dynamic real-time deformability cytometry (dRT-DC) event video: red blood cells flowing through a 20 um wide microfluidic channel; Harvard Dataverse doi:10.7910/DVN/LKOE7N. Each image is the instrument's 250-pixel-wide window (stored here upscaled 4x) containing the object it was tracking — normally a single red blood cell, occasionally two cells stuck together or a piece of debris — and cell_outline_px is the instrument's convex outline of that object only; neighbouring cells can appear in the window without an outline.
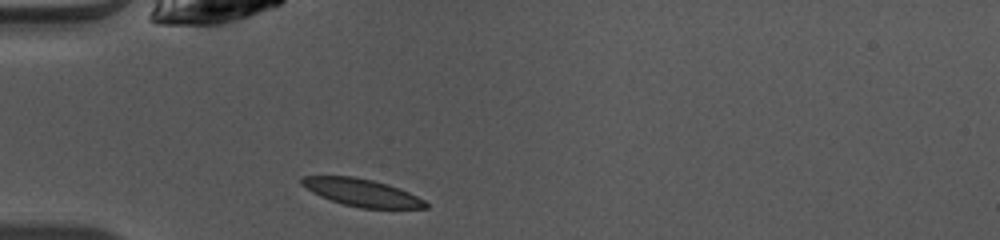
{"species": "common noctule bat (a hibernating species)", "species_latin": "Nyctalus noctula", "temperature_condition": "warm", "stored_images_in_passage": 35, "camera_frame_rate_fps": 3000, "um_per_image_px": 0.085, "animal": {"sex": "female", "body_mass_g": 10.0, "forearm_length_mm": 53.1}, "frame": {"image": 1, "passage_image": 1, "time_ms": 0.0, "image_size_px": [1000, 240], "cell_outline_px": [[428, 208], [360, 208], [344, 204], [320, 196], [312, 192], [300, 184], [300, 180], [304, 176], [352, 176], [372, 180], [388, 184], [408, 192], [424, 200], [428, 204]], "centroid_in_image_um": [30.74, 16.36], "position_along_channel_um": 54.3, "area_um2": 19.59}}
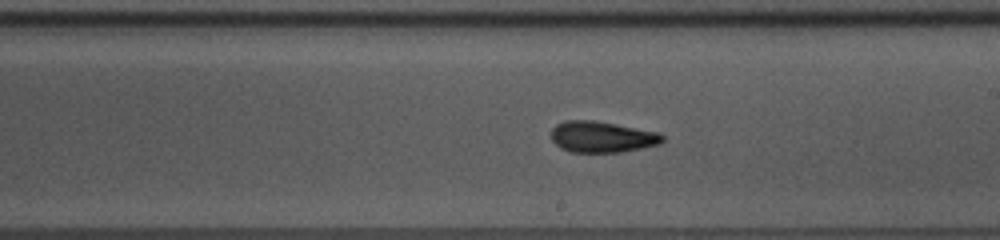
{"frame": {"image": 2, "passage_image": 15, "time_ms": 4.667, "image_size_px": [1000, 240], "cell_outline_px": [[664, 140], [660, 144], [620, 152], [568, 152], [560, 148], [552, 140], [552, 128], [556, 124], [564, 120], [596, 120], [660, 132], [664, 136]], "centroid_in_image_um": [51.17, 11.62], "position_along_channel_um": 237.8, "area_um2": 20.4}}
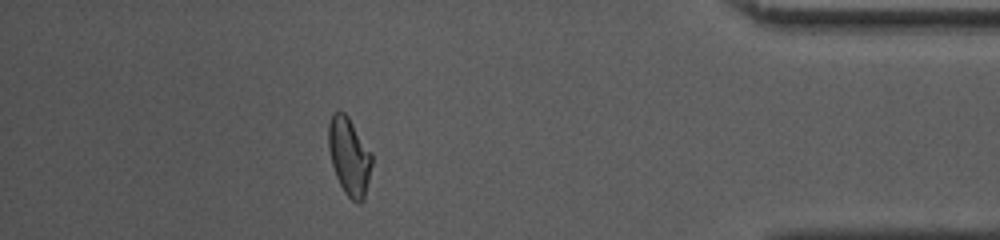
{"frame": {"image": 3, "passage_image": 30, "time_ms": 9.667, "image_size_px": [1000, 240], "cell_outline_px": [[372, 164], [364, 200], [360, 204], [356, 204], [344, 192], [336, 176], [332, 164], [328, 148], [328, 124], [332, 112], [344, 112], [348, 116], [372, 152]], "centroid_in_image_um": [29.69, 13.3], "position_along_channel_um": 405.5, "area_um2": 19.83}, "authors_computed_cell_mechanics": {"area_um2": 19.7676, "velocity_mm_per_s": 4.098, "shape_relaxation_time_tau1_ms": 3.338, "shape_relaxation_time_tau2_ms": 1.6748, "deformation_change_tau1": 0.1456, "deformation_change_tau2": 0.0998}}